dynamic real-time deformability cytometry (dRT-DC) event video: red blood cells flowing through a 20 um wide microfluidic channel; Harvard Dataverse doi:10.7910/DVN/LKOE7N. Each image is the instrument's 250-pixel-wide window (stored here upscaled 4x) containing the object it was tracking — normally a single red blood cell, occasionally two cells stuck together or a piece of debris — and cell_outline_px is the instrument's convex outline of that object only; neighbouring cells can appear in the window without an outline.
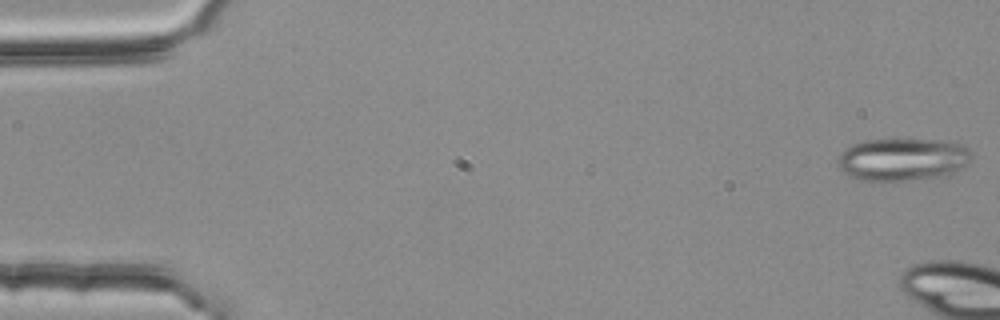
{"species": "common noctule bat (a hibernating species)", "species_latin": "Nyctalus noctula", "temperature_condition": "room temperature", "stored_images_in_passage": 6, "camera_frame_rate_fps": 3000, "um_per_image_px": 0.085, "animal": {"sex": "female", "body_mass_g": 25.1}, "frame": {"image": 1, "passage_image": 1, "time_ms": 0.0, "image_size_px": [1000, 320], "cell_outline_px": [[972, 160], [968, 164], [948, 176], [908, 180], [864, 180], [848, 176], [840, 172], [836, 164], [836, 160], [852, 144], [864, 140], [952, 140], [964, 144], [968, 148], [972, 156]], "centroid_in_image_um": [76.77, 13.55], "position_along_channel_um": 8.2, "area_um2": 33.58}}